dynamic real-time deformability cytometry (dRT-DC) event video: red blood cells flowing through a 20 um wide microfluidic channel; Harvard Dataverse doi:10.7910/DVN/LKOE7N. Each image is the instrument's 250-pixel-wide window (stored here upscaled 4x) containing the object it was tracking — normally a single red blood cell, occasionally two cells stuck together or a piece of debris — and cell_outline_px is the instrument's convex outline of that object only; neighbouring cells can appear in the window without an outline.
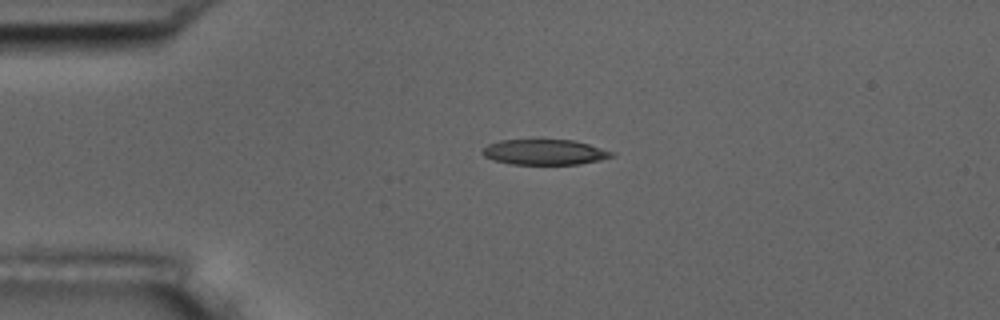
{"species": "common noctule bat (a hibernating species)", "species_latin": "Nyctalus noctula", "temperature_condition": "room temperature", "stored_images_in_passage": 4, "camera_frame_rate_fps": 3000, "um_per_image_px": 0.085, "animal": {"sex": "male", "body_mass_g": 17.5, "forearm_length_mm": 52.3}, "frame": {"image": 1, "passage_image": 1, "time_ms": 0.0, "image_size_px": [1000, 320], "cell_outline_px": [[616, 156], [600, 160], [580, 164], [512, 164], [492, 160], [484, 156], [480, 152], [488, 144], [500, 140], [572, 140], [588, 144], [616, 152]], "centroid_in_image_um": [46.31, 12.93], "position_along_channel_um": 38.7, "area_um2": 19.19}}